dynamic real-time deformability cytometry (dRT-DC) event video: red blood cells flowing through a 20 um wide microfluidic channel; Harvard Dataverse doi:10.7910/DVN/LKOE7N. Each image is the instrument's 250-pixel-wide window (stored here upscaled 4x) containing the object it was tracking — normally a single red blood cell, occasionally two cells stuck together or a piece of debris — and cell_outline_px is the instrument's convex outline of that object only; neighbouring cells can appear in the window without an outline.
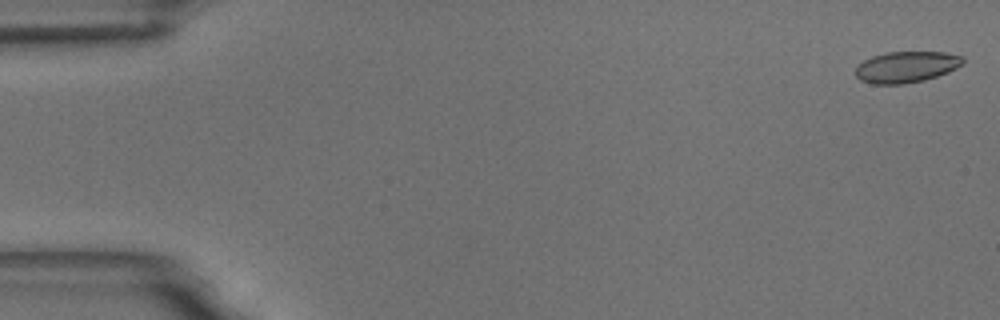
{"species": "common noctule bat (a hibernating species)", "species_latin": "Nyctalus noctula", "temperature_condition": "room temperature", "stored_images_in_passage": 18, "camera_frame_rate_fps": 3000, "um_per_image_px": 0.085, "animal": {"sex": "male", "body_mass_g": 18.8}, "frame": {"image": 1, "passage_image": 1, "time_ms": 0.0, "image_size_px": [1000, 320], "cell_outline_px": [[964, 64], [948, 72], [924, 80], [904, 84], [872, 84], [860, 80], [856, 76], [856, 68], [864, 60], [872, 56], [884, 52], [944, 52], [964, 56]], "centroid_in_image_um": [77.05, 5.69], "position_along_channel_um": 7.9, "area_um2": 19.59}}
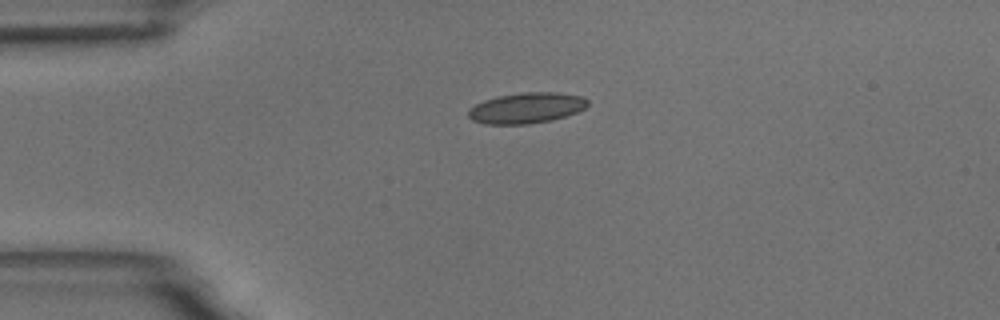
{"frame": {"image": 2, "passage_image": 13, "time_ms": 4.0, "image_size_px": [1000, 320], "cell_outline_px": [[588, 104], [584, 108], [576, 112], [552, 120], [528, 124], [484, 124], [472, 120], [468, 116], [468, 108], [484, 100], [496, 96], [524, 92], [556, 92], [580, 96], [588, 100]], "centroid_in_image_um": [44.71, 9.18], "position_along_channel_um": 40.3, "area_um2": 21.33}}